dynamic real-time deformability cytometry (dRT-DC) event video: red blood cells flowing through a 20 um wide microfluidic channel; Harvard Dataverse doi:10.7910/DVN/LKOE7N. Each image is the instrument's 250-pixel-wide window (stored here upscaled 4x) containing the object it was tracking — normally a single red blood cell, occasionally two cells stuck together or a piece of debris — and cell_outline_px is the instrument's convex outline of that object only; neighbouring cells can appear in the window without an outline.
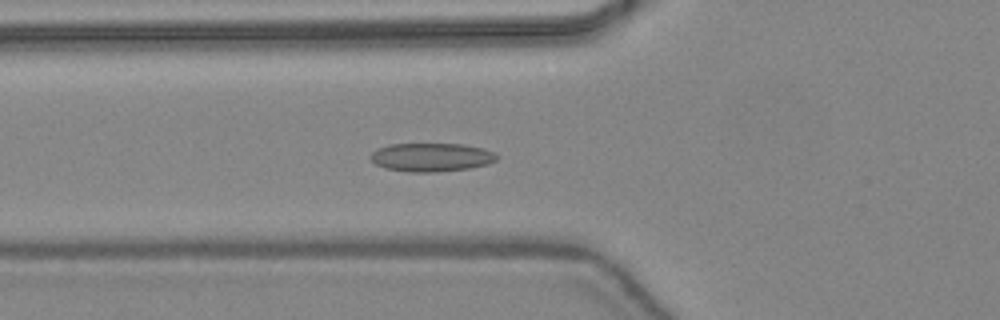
{"species": "common noctule bat (a hibernating species)", "species_latin": "Nyctalus noctula", "temperature_condition": "warm", "stored_images_in_passage": 43, "camera_frame_rate_fps": 3000, "um_per_image_px": 0.085, "animal": {"sex": "female", "body_mass_g": 24.6, "forearm_length_mm": 56.2}, "frame": {"image": 1, "passage_image": 14, "time_ms": 4.333, "image_size_px": [1000, 320], "cell_outline_px": [[496, 160], [488, 164], [472, 168], [436, 172], [408, 172], [384, 168], [376, 164], [368, 156], [376, 148], [388, 144], [464, 144], [484, 148], [496, 152]], "centroid_in_image_um": [36.66, 13.36], "position_along_channel_um": 89.1, "area_um2": 21.27}}
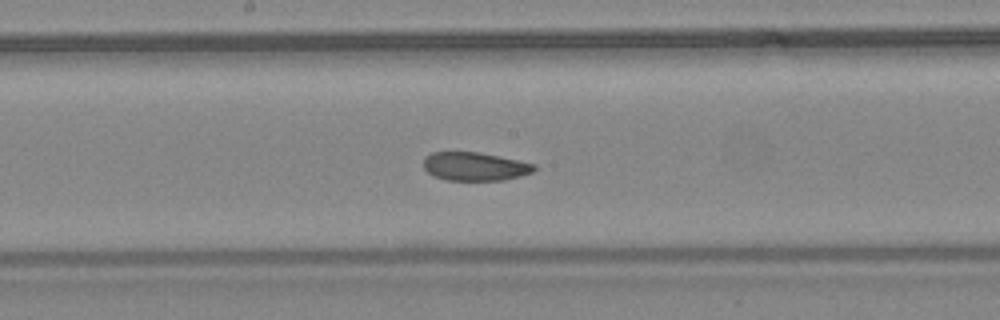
{"frame": {"image": 2, "passage_image": 22, "time_ms": 7.0, "image_size_px": [1000, 320], "cell_outline_px": [[536, 168], [532, 172], [520, 176], [504, 180], [444, 180], [432, 176], [424, 168], [424, 156], [432, 152], [480, 152], [500, 156], [536, 164]], "centroid_in_image_um": [40.35, 14.14], "position_along_channel_um": 207.9, "area_um2": 18.5}}
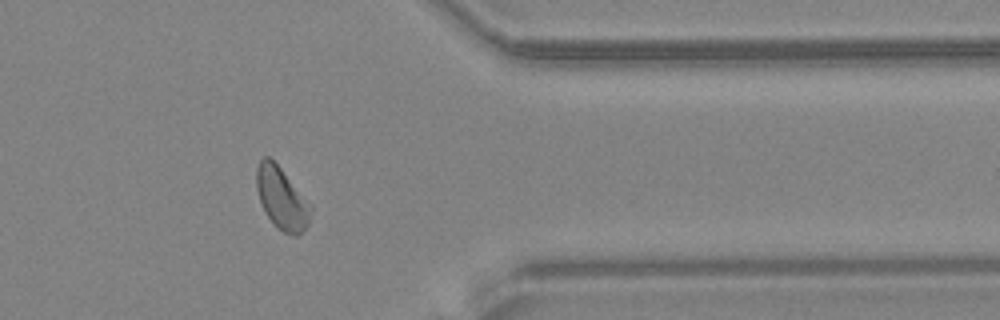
{"frame": {"image": 3, "passage_image": 35, "time_ms": 11.333, "image_size_px": [1000, 320], "cell_outline_px": [[312, 208], [308, 224], [296, 236], [292, 236], [276, 228], [268, 216], [260, 200], [256, 188], [256, 168], [260, 160], [264, 156], [268, 156], [280, 168], [312, 204]], "centroid_in_image_um": [23.95, 16.86], "position_along_channel_um": 387.4, "area_um2": 19.42}, "authors_computed_cell_mechanics": {"area_um2": 20.1144, "velocity_mm_per_s": 4.4235, "shape_relaxation_time_tau1_ms": 4.4971, "shape_relaxation_time_tau2_ms": 2.7598, "deformation_change_tau1": 0.1069, "deformation_change_tau2": 0.0743}}